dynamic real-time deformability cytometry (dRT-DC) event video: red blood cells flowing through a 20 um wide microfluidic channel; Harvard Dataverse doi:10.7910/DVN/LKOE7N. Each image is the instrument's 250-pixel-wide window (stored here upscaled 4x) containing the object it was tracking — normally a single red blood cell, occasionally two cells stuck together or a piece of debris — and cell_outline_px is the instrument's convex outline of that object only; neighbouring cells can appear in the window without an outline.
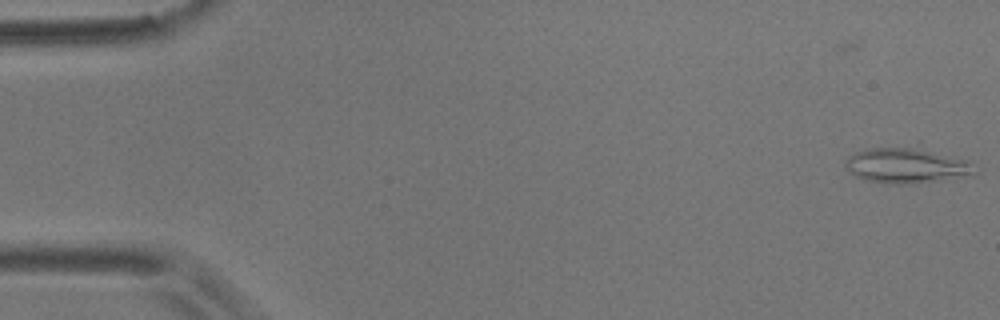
{"species": "common noctule bat (a hibernating species)", "species_latin": "Nyctalus noctula", "temperature_condition": "room temperature", "stored_images_in_passage": 5, "camera_frame_rate_fps": 3000, "um_per_image_px": 0.085, "animal": {"sex": "male", "body_mass_g": 17.9}, "frame": {"image": 1, "passage_image": 1, "time_ms": 0.0, "image_size_px": [1000, 320], "cell_outline_px": [[972, 172], [932, 180], [900, 184], [892, 184], [864, 180], [856, 176], [844, 164], [844, 160], [848, 156], [856, 152], [872, 148], [920, 140], [968, 160]], "centroid_in_image_um": [77.01, 13.9], "position_along_channel_um": 8.0, "area_um2": 27.86}}